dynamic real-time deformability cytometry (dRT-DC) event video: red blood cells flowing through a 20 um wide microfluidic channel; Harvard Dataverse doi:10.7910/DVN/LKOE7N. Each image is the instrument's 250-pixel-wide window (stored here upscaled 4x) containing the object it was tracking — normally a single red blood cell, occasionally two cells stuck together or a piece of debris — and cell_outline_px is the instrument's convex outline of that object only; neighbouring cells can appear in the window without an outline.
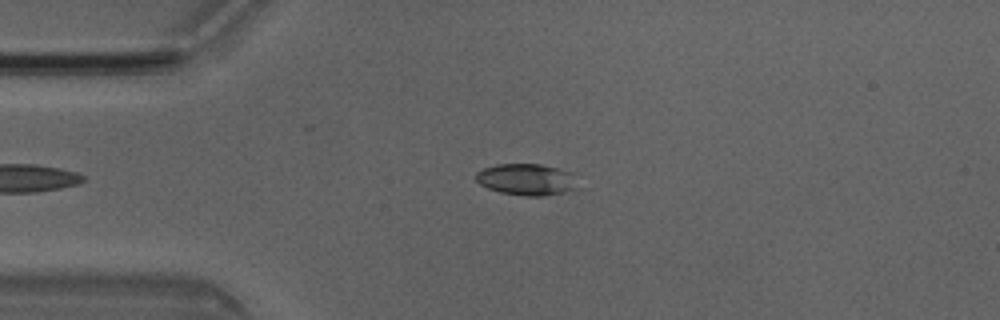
{"species": "Egyptian fruit bat (a non-hibernating species)", "species_latin": "Rousettus aegyptiacus", "temperature_condition": "room temperature", "stored_images_in_passage": 4, "camera_frame_rate_fps": 3000, "um_per_image_px": 0.085, "animal": {"sex": "male"}, "frame": {"image": 1, "passage_image": 3, "time_ms": 0.667, "image_size_px": [1000, 320], "cell_outline_px": [[576, 188], [564, 192], [544, 196], [524, 196], [500, 192], [488, 188], [480, 184], [476, 180], [476, 172], [484, 168], [496, 164], [540, 164], [560, 168], [572, 172]], "centroid_in_image_um": [44.74, 15.25], "position_along_channel_um": 40.3, "area_um2": 18.67}}